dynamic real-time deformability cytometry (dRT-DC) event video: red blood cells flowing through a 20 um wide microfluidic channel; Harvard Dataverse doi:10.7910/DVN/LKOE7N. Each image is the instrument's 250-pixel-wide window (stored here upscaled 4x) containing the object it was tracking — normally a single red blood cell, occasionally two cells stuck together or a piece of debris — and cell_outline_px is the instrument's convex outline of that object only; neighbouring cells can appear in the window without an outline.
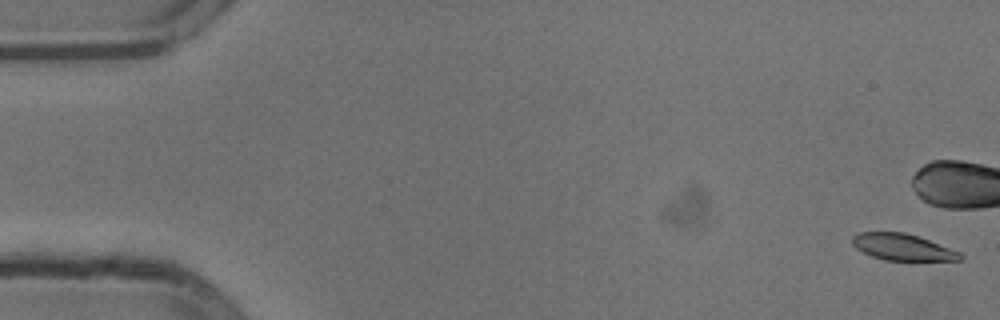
{"species": "common noctule bat (a hibernating species)", "species_latin": "Nyctalus noctula", "temperature_condition": "cold", "stored_images_in_passage": 24, "camera_frame_rate_fps": 3000, "um_per_image_px": 0.085, "animal": {"sex": "male", "body_mass_g": 13.3}, "frame": {"image": 1, "passage_image": 1, "time_ms": 0.0, "image_size_px": [1000, 320], "cell_outline_px": [[964, 260], [884, 260], [872, 256], [856, 248], [852, 244], [852, 236], [860, 232], [904, 232], [928, 240], [960, 252], [964, 256]], "centroid_in_image_um": [76.71, 21.01], "position_along_channel_um": 8.3, "area_um2": 16.47}}
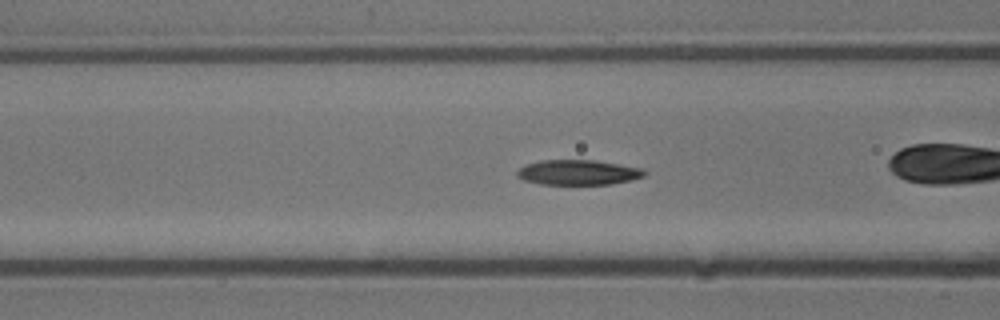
{"frame": {"image": 2, "passage_image": 21, "time_ms": 6.667, "image_size_px": [1000, 320], "cell_outline_px": [[648, 172], [644, 176], [632, 180], [612, 184], [540, 184], [524, 180], [516, 176], [516, 172], [520, 168], [528, 164], [540, 160], [596, 160], [644, 168]], "centroid_in_image_um": [49.19, 14.65], "position_along_channel_um": 117.4, "area_um2": 18.73}}
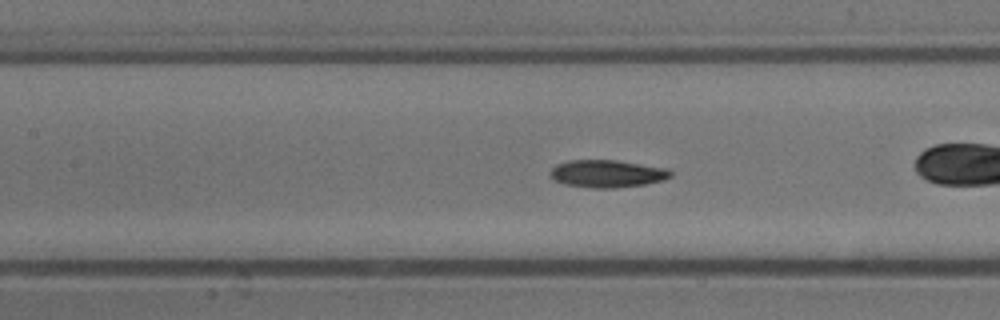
{"frame": {"image": 3, "passage_image": 24, "time_ms": 7.667, "image_size_px": [1000, 320], "cell_outline_px": [[672, 176], [664, 180], [644, 184], [612, 188], [592, 188], [564, 184], [552, 180], [548, 176], [548, 172], [556, 164], [568, 160], [616, 160], [668, 168], [672, 172]], "centroid_in_image_um": [51.56, 14.76], "position_along_channel_um": 155.8, "area_um2": 19.54}}